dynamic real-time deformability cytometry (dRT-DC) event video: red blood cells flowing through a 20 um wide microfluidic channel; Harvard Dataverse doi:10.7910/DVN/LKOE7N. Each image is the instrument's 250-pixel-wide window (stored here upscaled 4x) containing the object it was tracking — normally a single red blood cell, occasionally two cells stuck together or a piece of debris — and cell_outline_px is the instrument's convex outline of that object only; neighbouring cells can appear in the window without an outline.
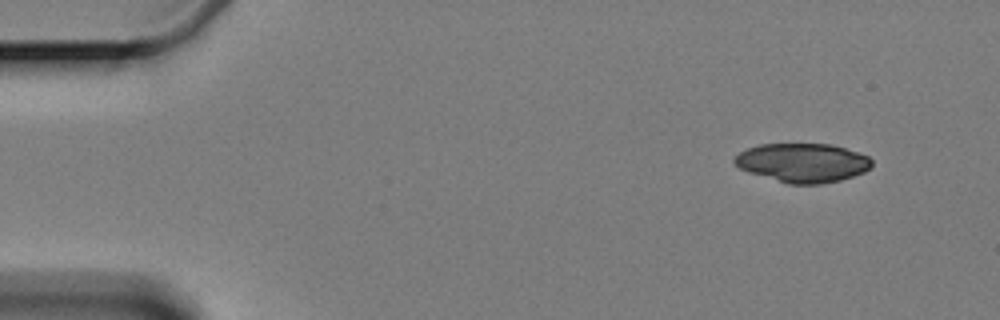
{"species": "Egyptian fruit bat (a non-hibernating species)", "species_latin": "Rousettus aegyptiacus", "temperature_condition": "cold", "stored_images_in_passage": 4, "camera_frame_rate_fps": 3000, "um_per_image_px": 0.085, "animal": {"sex": "female"}, "frame": {"image": 1, "passage_image": 1, "time_ms": 0.0, "image_size_px": [1000, 320], "cell_outline_px": [[872, 164], [864, 172], [840, 180], [820, 184], [788, 184], [748, 172], [740, 168], [732, 160], [732, 156], [748, 148], [760, 144], [832, 144], [868, 156], [872, 160]], "centroid_in_image_um": [68.19, 13.83], "position_along_channel_um": 16.8, "area_um2": 31.1}}
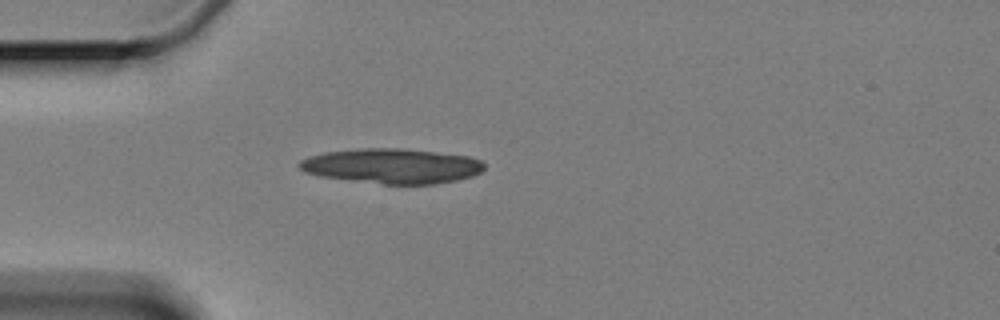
{"frame": {"image": 2, "passage_image": 4, "time_ms": 3.667, "image_size_px": [1000, 320], "cell_outline_px": [[484, 168], [480, 172], [472, 176], [456, 180], [432, 184], [384, 184], [320, 176], [304, 172], [300, 168], [300, 160], [308, 156], [328, 152], [368, 148], [396, 148], [468, 156], [480, 160], [484, 164]], "centroid_in_image_um": [33.31, 14.11], "position_along_channel_um": 51.7, "area_um2": 37.05}}